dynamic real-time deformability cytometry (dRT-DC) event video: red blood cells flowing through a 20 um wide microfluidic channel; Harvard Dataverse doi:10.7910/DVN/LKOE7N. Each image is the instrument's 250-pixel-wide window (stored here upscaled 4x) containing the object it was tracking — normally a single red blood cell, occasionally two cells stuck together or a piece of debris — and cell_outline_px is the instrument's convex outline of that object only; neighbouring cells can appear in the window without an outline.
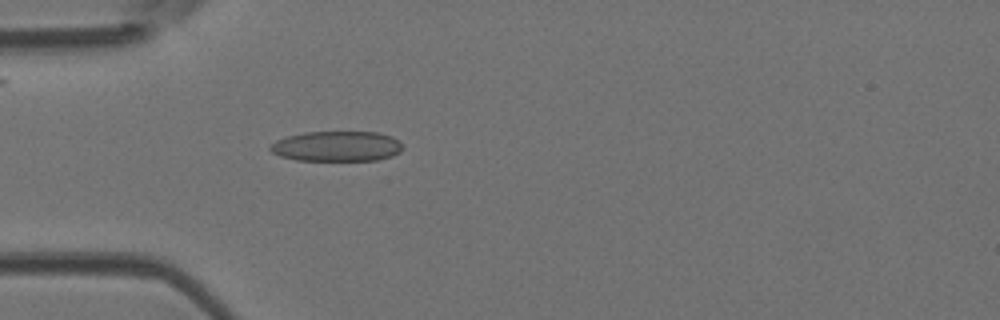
{"species": "Egyptian fruit bat (a non-hibernating species)", "species_latin": "Rousettus aegyptiacus", "temperature_condition": "room temperature", "stored_images_in_passage": 2, "camera_frame_rate_fps": 3000, "um_per_image_px": 0.085, "animal": {"sex": "female"}, "frame": {"image": 1, "passage_image": 2, "time_ms": 0.333, "image_size_px": [1000, 320], "cell_outline_px": [[404, 148], [400, 152], [392, 156], [376, 160], [296, 160], [280, 156], [272, 152], [268, 148], [276, 140], [288, 136], [304, 132], [380, 132], [392, 136], [400, 140]], "centroid_in_image_um": [28.67, 12.42], "position_along_channel_um": 56.3, "area_um2": 23.47}}